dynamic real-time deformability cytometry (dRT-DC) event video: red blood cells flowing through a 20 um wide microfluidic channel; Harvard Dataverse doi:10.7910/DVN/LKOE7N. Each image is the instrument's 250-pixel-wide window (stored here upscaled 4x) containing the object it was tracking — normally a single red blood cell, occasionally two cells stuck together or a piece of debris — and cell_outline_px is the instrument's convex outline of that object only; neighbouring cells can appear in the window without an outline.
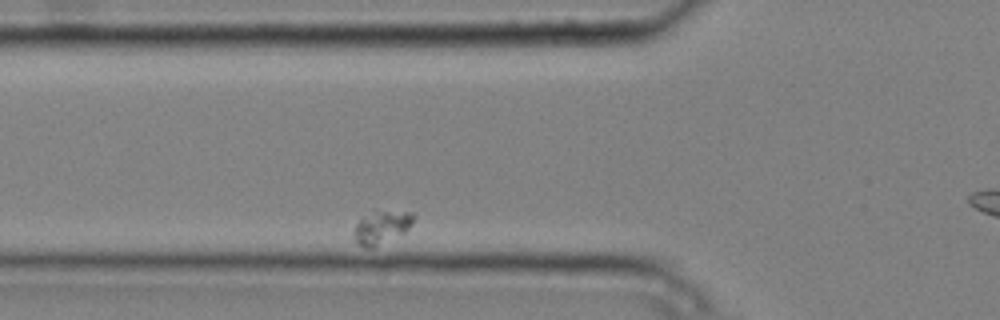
{"species": "common noctule bat (a hibernating species)", "species_latin": "Nyctalus noctula", "temperature_condition": "cold", "stored_images_in_passage": 4, "camera_frame_rate_fps": 3000, "um_per_image_px": 0.085, "animal": {"sex": "male", "body_mass_g": 20.4}, "frame": {"image": 1, "passage_image": 3, "time_ms": 0.667, "image_size_px": [1000, 320], "cell_outline_px": [[416, 216], [412, 224], [404, 232], [376, 248], [364, 248], [356, 240], [356, 224], [372, 208], [412, 212]], "centroid_in_image_um": [32.48, 19.26], "position_along_channel_um": 93.3, "area_um2": 11.85}}